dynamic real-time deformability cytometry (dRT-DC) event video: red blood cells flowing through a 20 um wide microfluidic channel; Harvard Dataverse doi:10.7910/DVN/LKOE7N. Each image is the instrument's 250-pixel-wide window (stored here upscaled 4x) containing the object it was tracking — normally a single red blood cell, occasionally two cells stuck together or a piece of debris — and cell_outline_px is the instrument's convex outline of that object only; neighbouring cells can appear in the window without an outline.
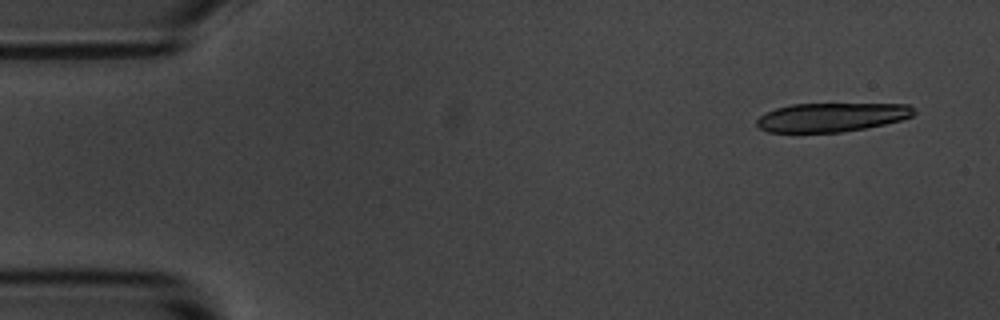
{"species": "common noctule bat (a hibernating species)", "species_latin": "Nyctalus noctula", "temperature_condition": "room temperature", "stored_images_in_passage": 4, "camera_frame_rate_fps": 3000, "um_per_image_px": 0.085, "animal": {"sex": "male", "body_mass_g": 20.1, "forearm_length_mm": 53.5}, "frame": {"image": 1, "passage_image": 1, "time_ms": 0.0, "image_size_px": [1000, 320], "cell_outline_px": [[916, 112], [912, 116], [900, 120], [884, 124], [864, 128], [840, 132], [768, 132], [760, 128], [756, 124], [756, 120], [764, 112], [776, 108], [792, 104], [908, 104], [916, 108]], "centroid_in_image_um": [70.68, 9.96], "position_along_channel_um": 14.3, "area_um2": 26.41}}